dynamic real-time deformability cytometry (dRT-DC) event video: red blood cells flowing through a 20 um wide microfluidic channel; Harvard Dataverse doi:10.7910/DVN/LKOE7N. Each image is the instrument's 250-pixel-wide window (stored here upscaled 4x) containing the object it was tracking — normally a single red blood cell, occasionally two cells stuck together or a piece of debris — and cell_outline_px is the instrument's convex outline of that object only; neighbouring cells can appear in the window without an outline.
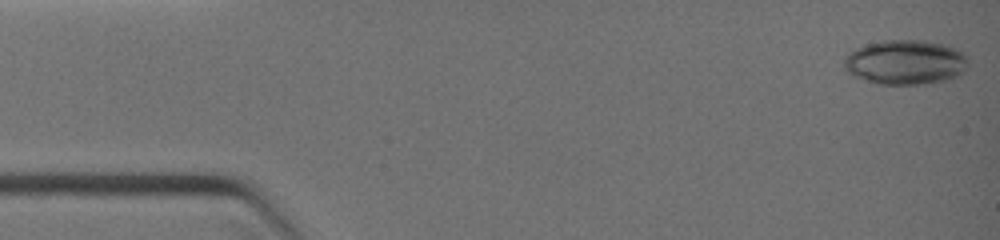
{"species": "common noctule bat (a hibernating species)", "species_latin": "Nyctalus noctula", "temperature_condition": "warm", "stored_images_in_passage": 10, "camera_frame_rate_fps": 3000, "um_per_image_px": 0.085, "animal": {"sex": "female", "body_mass_g": 19.0, "forearm_length_mm": 51.5}, "frame": {"image": 1, "passage_image": 1, "time_ms": 0.0, "image_size_px": [1000, 240], "cell_outline_px": [[968, 68], [960, 76], [948, 80], [924, 84], [880, 84], [856, 76], [848, 72], [844, 68], [844, 60], [848, 52], [856, 48], [868, 44], [884, 40], [924, 40], [948, 44], [956, 48], [968, 56]], "centroid_in_image_um": [77.04, 5.28], "position_along_channel_um": 8.0, "area_um2": 32.66}}
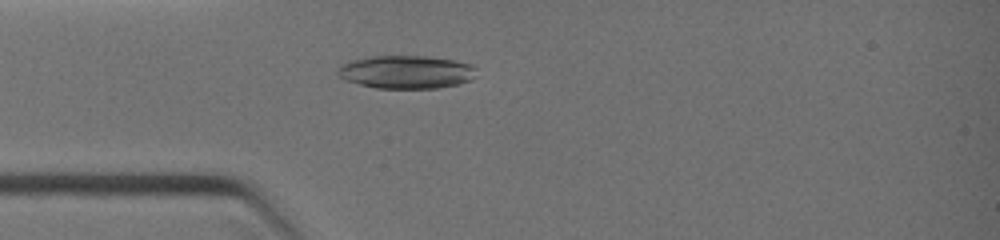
{"frame": {"image": 2, "passage_image": 8, "time_ms": 3.0, "image_size_px": [1000, 240], "cell_outline_px": [[476, 76], [472, 80], [456, 84], [436, 88], [376, 88], [344, 80], [336, 72], [340, 64], [348, 60], [368, 56], [428, 56], [456, 60], [472, 64], [476, 68]], "centroid_in_image_um": [34.52, 6.1], "position_along_channel_um": 50.5, "area_um2": 27.11}}
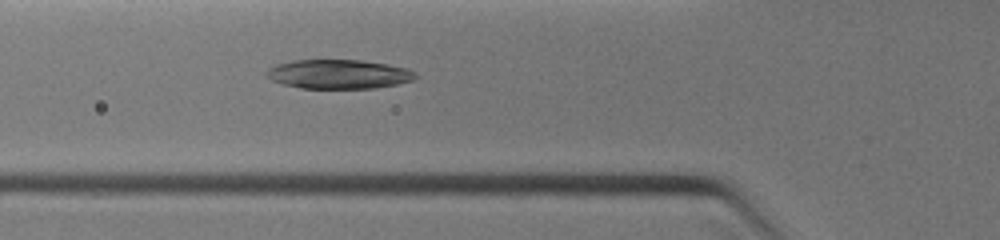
{"frame": {"image": 3, "passage_image": 10, "time_ms": 4.0, "image_size_px": [1000, 240], "cell_outline_px": [[416, 80], [376, 88], [300, 88], [284, 84], [272, 80], [264, 72], [268, 68], [276, 64], [292, 60], [360, 60], [388, 64], [408, 68], [416, 72]], "centroid_in_image_um": [28.81, 6.3], "position_along_channel_um": 97.0, "area_um2": 25.43}}